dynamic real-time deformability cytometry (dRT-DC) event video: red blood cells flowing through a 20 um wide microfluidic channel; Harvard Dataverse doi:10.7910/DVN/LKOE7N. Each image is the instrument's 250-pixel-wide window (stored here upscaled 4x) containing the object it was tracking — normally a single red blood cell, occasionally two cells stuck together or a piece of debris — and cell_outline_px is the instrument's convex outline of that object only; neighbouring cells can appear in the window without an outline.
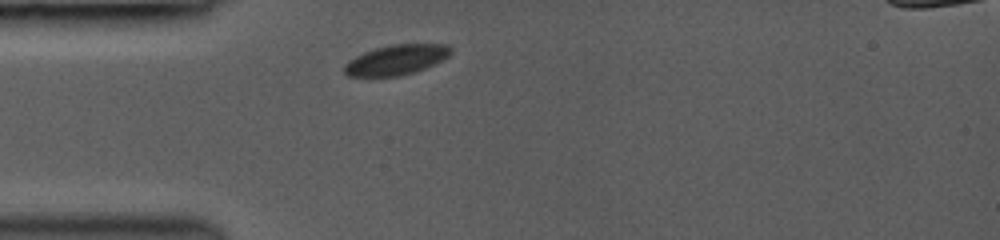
{"species": "common noctule bat (a hibernating species)", "species_latin": "Nyctalus noctula", "temperature_condition": "room temperature", "stored_images_in_passage": 1, "camera_frame_rate_fps": 3000, "um_per_image_px": 0.085, "animal": {"sex": "female", "body_mass_g": 19.0, "forearm_length_mm": 53.3}, "frame": {"image": 1, "passage_image": 1, "time_ms": 0.0, "image_size_px": [1000, 240], "cell_outline_px": [[452, 52], [448, 56], [424, 68], [400, 76], [348, 76], [344, 72], [344, 64], [348, 60], [364, 52], [376, 48], [392, 44], [448, 44], [452, 48]], "centroid_in_image_um": [33.66, 5.07], "position_along_channel_um": 51.3, "area_um2": 18.44}}